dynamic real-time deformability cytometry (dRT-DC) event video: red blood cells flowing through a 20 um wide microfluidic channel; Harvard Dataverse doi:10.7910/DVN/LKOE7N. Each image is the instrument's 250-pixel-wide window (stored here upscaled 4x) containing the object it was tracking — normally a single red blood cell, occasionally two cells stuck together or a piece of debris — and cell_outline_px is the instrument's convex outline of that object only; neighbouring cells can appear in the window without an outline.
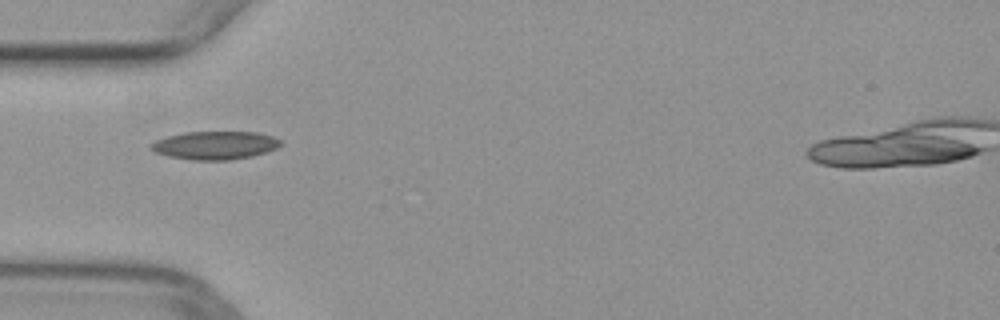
{"species": "common noctule bat (a hibernating species)", "species_latin": "Nyctalus noctula", "temperature_condition": "warm", "stored_images_in_passage": 36, "camera_frame_rate_fps": 3000, "um_per_image_px": 0.085, "animal": {"sex": "female", "body_mass_g": 29.2, "forearm_length_mm": 56.3}, "frame": {"image": 1, "passage_image": 1, "time_ms": 0.0, "image_size_px": [1000, 320], "cell_outline_px": [[280, 144], [276, 148], [268, 152], [252, 156], [228, 160], [192, 160], [168, 156], [156, 152], [148, 148], [148, 144], [156, 140], [168, 136], [184, 132], [256, 132], [272, 136], [280, 140]], "centroid_in_image_um": [18.24, 12.35], "position_along_channel_um": 66.8, "area_um2": 21.33}}
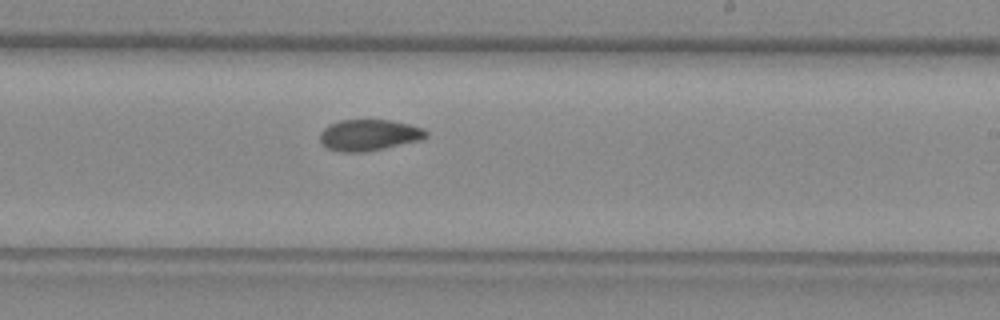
{"frame": {"image": 2, "passage_image": 15, "time_ms": 4.667, "image_size_px": [1000, 320], "cell_outline_px": [[428, 136], [420, 140], [384, 148], [364, 152], [340, 152], [328, 148], [320, 144], [320, 132], [328, 124], [340, 120], [392, 120], [424, 128], [428, 132]], "centroid_in_image_um": [31.34, 11.48], "position_along_channel_um": 257.7, "area_um2": 19.42}}
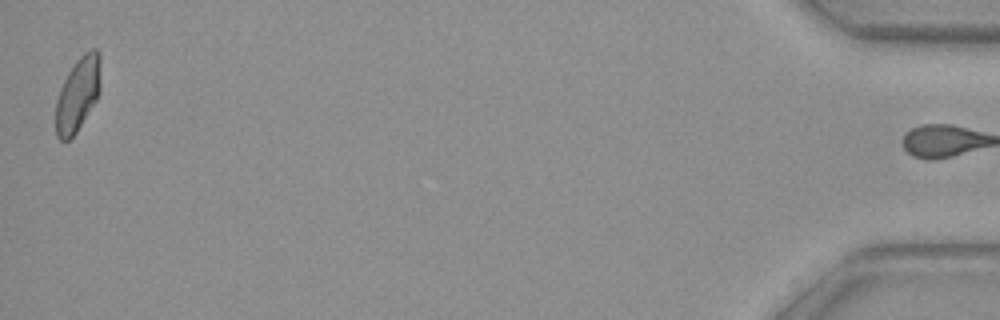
{"frame": {"image": 3, "passage_image": 35, "time_ms": 11.333, "image_size_px": [1000, 320], "cell_outline_px": [[100, 92], [96, 100], [76, 132], [68, 140], [60, 140], [56, 136], [56, 100], [60, 88], [68, 72], [76, 60], [84, 52], [92, 48], [96, 48], [100, 52]], "centroid_in_image_um": [6.62, 7.97], "position_along_channel_um": 428.6, "area_um2": 19.36}}